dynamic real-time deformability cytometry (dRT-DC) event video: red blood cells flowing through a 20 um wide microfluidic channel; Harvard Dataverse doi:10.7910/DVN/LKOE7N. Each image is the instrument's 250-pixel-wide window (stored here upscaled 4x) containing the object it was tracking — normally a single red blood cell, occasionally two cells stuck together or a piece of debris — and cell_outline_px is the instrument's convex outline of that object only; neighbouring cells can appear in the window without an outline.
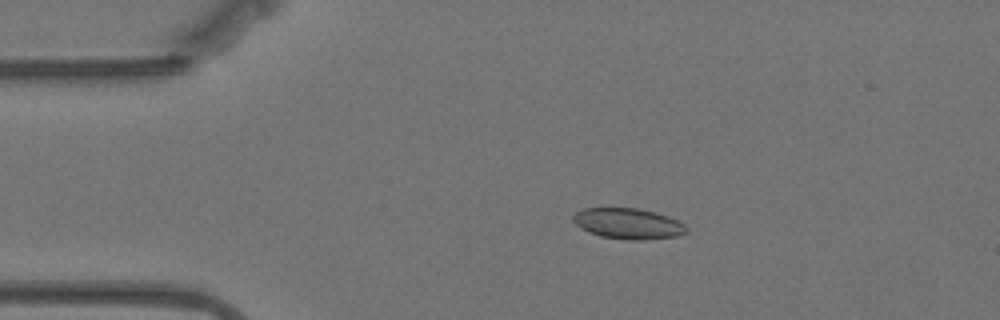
{"species": "Egyptian fruit bat (a non-hibernating species)", "species_latin": "Rousettus aegyptiacus", "temperature_condition": "warm", "stored_images_in_passage": 52, "camera_frame_rate_fps": 3000, "um_per_image_px": 0.085, "animal": {"sex": "female"}, "frame": {"image": 1, "passage_image": 5, "time_ms": 1.333, "image_size_px": [1000, 320], "cell_outline_px": [[688, 232], [676, 236], [640, 240], [628, 240], [600, 236], [588, 232], [576, 224], [572, 220], [572, 216], [576, 212], [584, 208], [640, 208], [656, 212], [668, 216], [684, 224], [688, 228]], "centroid_in_image_um": [53.39, 19.0], "position_along_channel_um": 31.6, "area_um2": 20.35}}
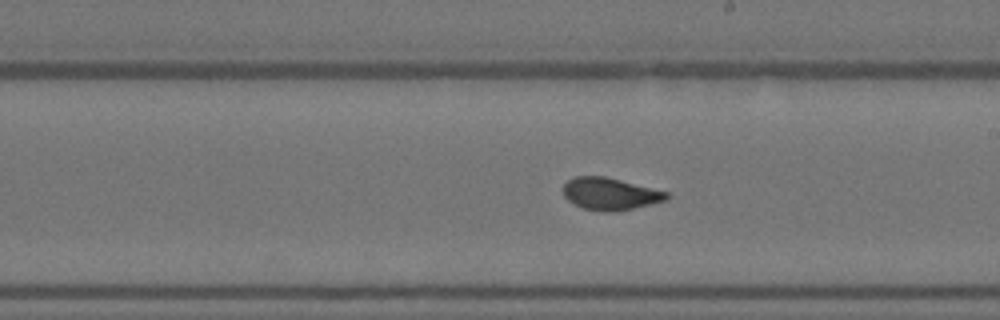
{"frame": {"image": 2, "passage_image": 26, "time_ms": 8.333, "image_size_px": [1000, 320], "cell_outline_px": [[668, 200], [616, 212], [604, 212], [584, 208], [568, 200], [564, 196], [564, 184], [568, 180], [576, 176], [604, 176], [668, 192]], "centroid_in_image_um": [51.86, 16.48], "position_along_channel_um": 237.1, "area_um2": 19.19}}
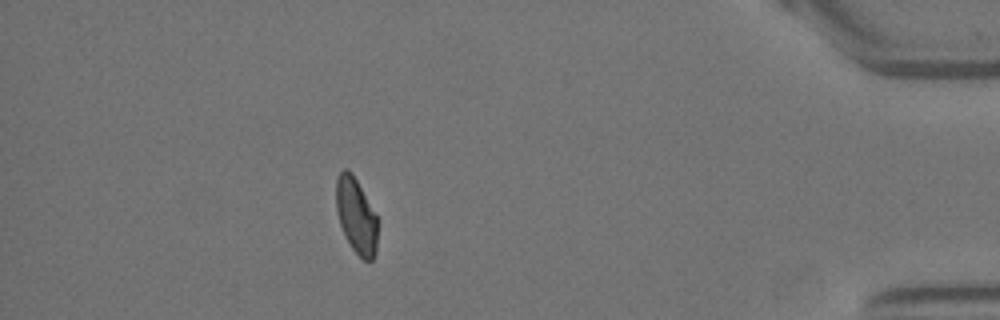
{"frame": {"image": 3, "passage_image": 45, "time_ms": 14.667, "image_size_px": [1000, 320], "cell_outline_px": [[376, 252], [372, 260], [364, 260], [352, 248], [344, 236], [340, 224], [336, 208], [336, 180], [340, 172], [344, 168], [348, 168], [352, 172], [376, 216]], "centroid_in_image_um": [30.24, 18.32], "position_along_channel_um": 405.0, "area_um2": 17.92}, "authors_computed_cell_mechanics": {"area_um2": 19.5364, "velocity_mm_per_s": 3.4903, "shape_relaxation_time_tau1_ms": 5.6806, "shape_relaxation_time_tau2_ms": null, "deformation_change_tau1": 0.1569, "deformation_change_tau2": null}}